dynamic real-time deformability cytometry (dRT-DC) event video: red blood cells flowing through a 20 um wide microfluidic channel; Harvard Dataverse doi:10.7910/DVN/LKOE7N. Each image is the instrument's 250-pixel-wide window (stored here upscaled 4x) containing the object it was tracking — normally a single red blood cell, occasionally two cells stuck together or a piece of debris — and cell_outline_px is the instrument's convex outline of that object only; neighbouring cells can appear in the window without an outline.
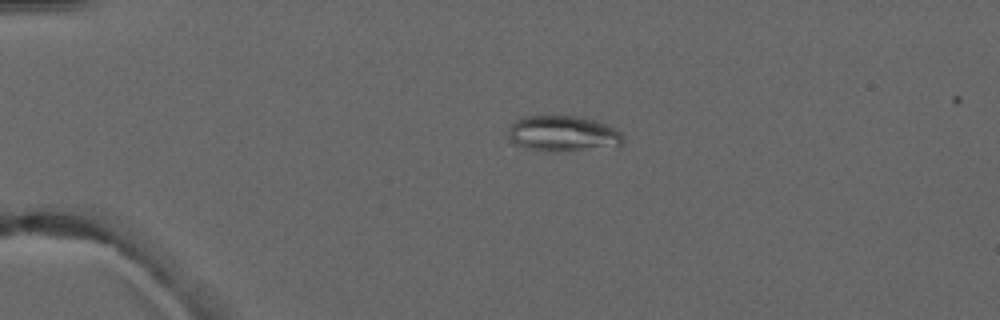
{"species": "common noctule bat (a hibernating species)", "species_latin": "Nyctalus noctula", "temperature_condition": "warm", "stored_images_in_passage": 5, "camera_frame_rate_fps": 3000, "um_per_image_px": 0.085, "animal": {"sex": "male", "forearm_length_mm": 52.5}, "frame": {"image": 1, "passage_image": 3, "time_ms": 2.333, "image_size_px": [1000, 320], "cell_outline_px": [[624, 144], [552, 152], [544, 152], [524, 148], [516, 144], [508, 136], [508, 132], [512, 124], [520, 116], [580, 116], [596, 120], [608, 124], [620, 132], [624, 136]], "centroid_in_image_um": [47.83, 11.34], "position_along_channel_um": 37.2, "area_um2": 23.87}}